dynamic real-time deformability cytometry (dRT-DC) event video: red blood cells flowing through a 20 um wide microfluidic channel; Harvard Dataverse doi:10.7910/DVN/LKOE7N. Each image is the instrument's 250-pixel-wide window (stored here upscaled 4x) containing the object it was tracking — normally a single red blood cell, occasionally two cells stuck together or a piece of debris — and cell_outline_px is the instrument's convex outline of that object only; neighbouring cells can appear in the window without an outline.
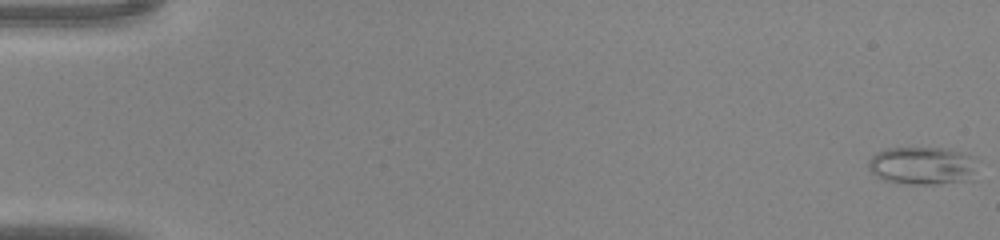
{"species": "common noctule bat (a hibernating species)", "species_latin": "Nyctalus noctula", "temperature_condition": "warm", "stored_images_in_passage": 45, "camera_frame_rate_fps": 3000, "um_per_image_px": 0.085, "animal": {"sex": "male", "body_mass_g": 20.0, "forearm_length_mm": 53.3}, "frame": {"image": 1, "passage_image": 1, "time_ms": 0.0, "image_size_px": [1000, 240], "cell_outline_px": [[980, 160], [972, 180], [936, 184], [908, 184], [884, 180], [876, 176], [868, 168], [868, 160], [876, 152], [888, 148], [952, 148], [976, 156]], "centroid_in_image_um": [78.5, 14.07], "position_along_channel_um": 6.5, "area_um2": 24.8}}
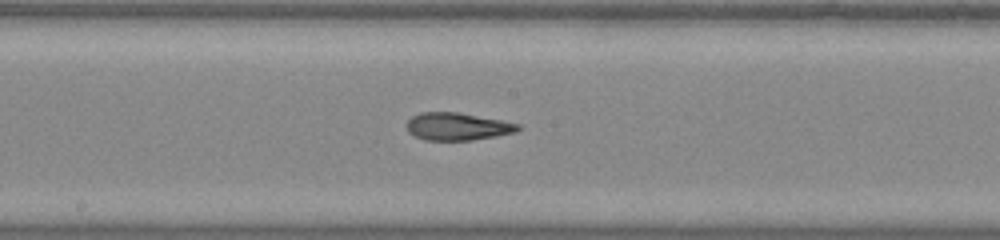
{"frame": {"image": 2, "passage_image": 25, "time_ms": 8.0, "image_size_px": [1000, 240], "cell_outline_px": [[520, 128], [516, 132], [496, 136], [472, 140], [424, 140], [408, 132], [408, 120], [412, 116], [420, 112], [456, 112], [500, 120], [520, 124]], "centroid_in_image_um": [38.88, 10.75], "position_along_channel_um": 209.3, "area_um2": 17.69}}
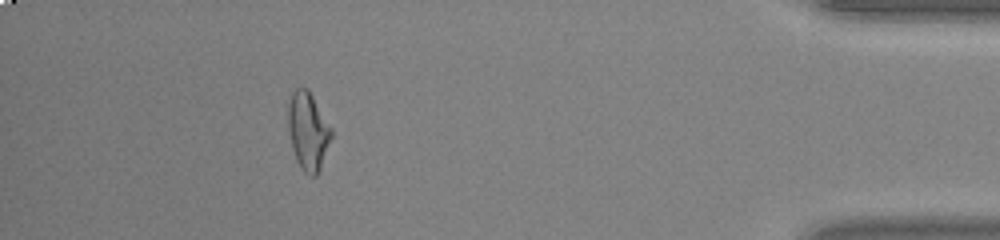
{"frame": {"image": 3, "passage_image": 41, "time_ms": 13.333, "image_size_px": [1000, 240], "cell_outline_px": [[332, 136], [320, 168], [316, 176], [312, 176], [304, 172], [300, 168], [296, 160], [292, 148], [288, 128], [288, 100], [292, 92], [296, 88], [308, 88], [332, 128]], "centroid_in_image_um": [26.17, 11.12], "position_along_channel_um": 409.0, "area_um2": 19.65}}